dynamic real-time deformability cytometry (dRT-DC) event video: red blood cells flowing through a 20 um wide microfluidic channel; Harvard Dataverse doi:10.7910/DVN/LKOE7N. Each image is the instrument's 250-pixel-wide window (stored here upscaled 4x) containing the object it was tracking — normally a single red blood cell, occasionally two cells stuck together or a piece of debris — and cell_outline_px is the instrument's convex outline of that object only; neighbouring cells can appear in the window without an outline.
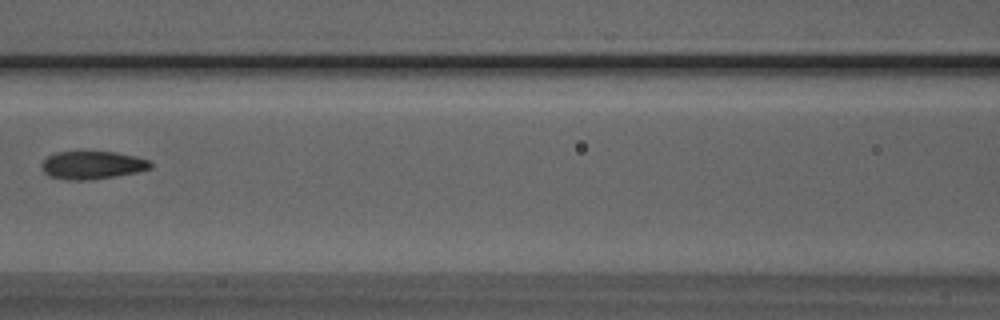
{"species": "Egyptian fruit bat (a non-hibernating species)", "species_latin": "Rousettus aegyptiacus", "temperature_condition": "room temperature", "stored_images_in_passage": 8, "camera_frame_rate_fps": 3000, "um_per_image_px": 0.085, "animal": {"sex": "male"}, "frame": {"image": 1, "passage_image": 7, "time_ms": 2.0, "image_size_px": [1000, 320], "cell_outline_px": [[152, 168], [136, 172], [88, 180], [68, 180], [48, 176], [44, 172], [40, 164], [48, 156], [56, 152], [116, 152], [136, 156], [148, 160], [152, 164]], "centroid_in_image_um": [7.82, 14.03], "position_along_channel_um": 158.8, "area_um2": 17.63}}